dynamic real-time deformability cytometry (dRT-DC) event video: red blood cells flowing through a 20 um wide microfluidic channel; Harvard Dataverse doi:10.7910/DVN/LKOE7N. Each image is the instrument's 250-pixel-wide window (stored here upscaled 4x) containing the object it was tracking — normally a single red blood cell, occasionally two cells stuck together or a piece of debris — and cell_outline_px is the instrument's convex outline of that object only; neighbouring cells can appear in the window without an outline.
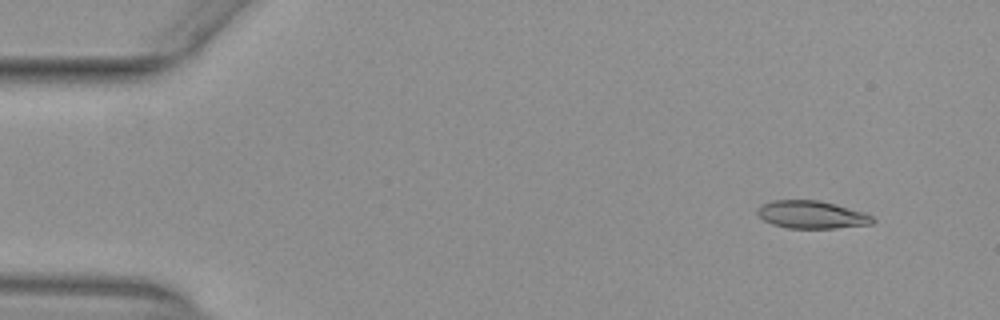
{"species": "common noctule bat (a hibernating species)", "species_latin": "Nyctalus noctula", "temperature_condition": "warm", "stored_images_in_passage": 53, "camera_frame_rate_fps": 3000, "um_per_image_px": 0.085, "animal": {"sex": "female", "body_mass_g": 29.2, "forearm_length_mm": 56.3}, "frame": {"image": 1, "passage_image": 5, "time_ms": 1.333, "image_size_px": [1000, 320], "cell_outline_px": [[876, 220], [872, 224], [836, 228], [784, 228], [772, 224], [764, 220], [756, 212], [756, 208], [760, 204], [772, 200], [820, 200], [836, 204], [864, 212], [872, 216]], "centroid_in_image_um": [68.97, 18.24], "position_along_channel_um": 16.0, "area_um2": 18.84}}
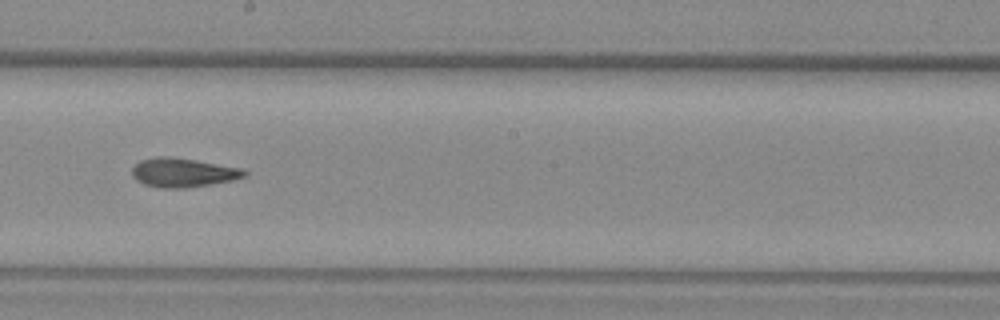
{"frame": {"image": 2, "passage_image": 30, "time_ms": 9.667, "image_size_px": [1000, 320], "cell_outline_px": [[248, 172], [244, 176], [232, 180], [184, 188], [160, 188], [144, 184], [136, 180], [132, 176], [132, 168], [140, 160], [156, 156], [168, 156], [196, 160], [240, 168]], "centroid_in_image_um": [15.5, 14.66], "position_along_channel_um": 232.7, "area_um2": 18.84}}
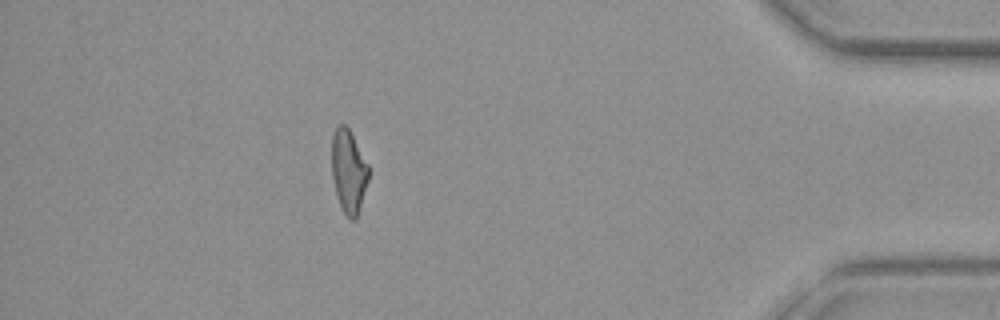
{"frame": {"image": 3, "passage_image": 47, "time_ms": 15.333, "image_size_px": [1000, 320], "cell_outline_px": [[368, 180], [356, 220], [352, 220], [340, 208], [336, 196], [332, 176], [332, 136], [336, 128], [340, 124], [344, 124], [348, 128], [368, 164]], "centroid_in_image_um": [29.61, 14.58], "position_along_channel_um": 405.6, "area_um2": 17.69}, "authors_computed_cell_mechanics": {"area_um2": 18.785, "velocity_mm_per_s": 3.9452, "shape_relaxation_time_tau1_ms": 8.8867, "shape_relaxation_time_tau2_ms": 3.9411, "deformation_change_tau1": 0.2285, "deformation_change_tau2": 0.1355}}